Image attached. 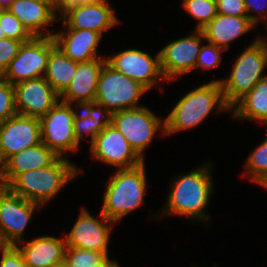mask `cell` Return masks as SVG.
<instances>
[{
  "label": "cell",
  "instance_id": "obj_20",
  "mask_svg": "<svg viewBox=\"0 0 267 267\" xmlns=\"http://www.w3.org/2000/svg\"><path fill=\"white\" fill-rule=\"evenodd\" d=\"M101 37L99 32L88 29H67L53 35L56 47L78 63L101 58L96 57Z\"/></svg>",
  "mask_w": 267,
  "mask_h": 267
},
{
  "label": "cell",
  "instance_id": "obj_12",
  "mask_svg": "<svg viewBox=\"0 0 267 267\" xmlns=\"http://www.w3.org/2000/svg\"><path fill=\"white\" fill-rule=\"evenodd\" d=\"M106 63L115 71L134 79L147 90L158 85V78L165 79L160 68V53L153 58L138 49H128L108 57Z\"/></svg>",
  "mask_w": 267,
  "mask_h": 267
},
{
  "label": "cell",
  "instance_id": "obj_9",
  "mask_svg": "<svg viewBox=\"0 0 267 267\" xmlns=\"http://www.w3.org/2000/svg\"><path fill=\"white\" fill-rule=\"evenodd\" d=\"M76 109L73 105L58 101L40 118L42 143L47 145L58 157L79 149L74 134Z\"/></svg>",
  "mask_w": 267,
  "mask_h": 267
},
{
  "label": "cell",
  "instance_id": "obj_32",
  "mask_svg": "<svg viewBox=\"0 0 267 267\" xmlns=\"http://www.w3.org/2000/svg\"><path fill=\"white\" fill-rule=\"evenodd\" d=\"M222 51L225 50L211 43L202 45L199 55L197 57L195 69L199 67L202 69H210L213 67H217L222 59Z\"/></svg>",
  "mask_w": 267,
  "mask_h": 267
},
{
  "label": "cell",
  "instance_id": "obj_7",
  "mask_svg": "<svg viewBox=\"0 0 267 267\" xmlns=\"http://www.w3.org/2000/svg\"><path fill=\"white\" fill-rule=\"evenodd\" d=\"M147 91L139 82L105 63L99 76L95 102L114 113L140 107L139 99Z\"/></svg>",
  "mask_w": 267,
  "mask_h": 267
},
{
  "label": "cell",
  "instance_id": "obj_15",
  "mask_svg": "<svg viewBox=\"0 0 267 267\" xmlns=\"http://www.w3.org/2000/svg\"><path fill=\"white\" fill-rule=\"evenodd\" d=\"M92 157L118 169H129L144 162L124 136L111 124L90 143Z\"/></svg>",
  "mask_w": 267,
  "mask_h": 267
},
{
  "label": "cell",
  "instance_id": "obj_37",
  "mask_svg": "<svg viewBox=\"0 0 267 267\" xmlns=\"http://www.w3.org/2000/svg\"><path fill=\"white\" fill-rule=\"evenodd\" d=\"M88 3V0H58L56 5V11L59 15H63L68 9L80 6Z\"/></svg>",
  "mask_w": 267,
  "mask_h": 267
},
{
  "label": "cell",
  "instance_id": "obj_4",
  "mask_svg": "<svg viewBox=\"0 0 267 267\" xmlns=\"http://www.w3.org/2000/svg\"><path fill=\"white\" fill-rule=\"evenodd\" d=\"M145 163L118 169L106 186L101 213L118 223L125 215L143 204L147 186Z\"/></svg>",
  "mask_w": 267,
  "mask_h": 267
},
{
  "label": "cell",
  "instance_id": "obj_18",
  "mask_svg": "<svg viewBox=\"0 0 267 267\" xmlns=\"http://www.w3.org/2000/svg\"><path fill=\"white\" fill-rule=\"evenodd\" d=\"M106 57L95 60L77 62V71L67 88L59 95V100L74 104L79 107L84 103L95 102L97 95V84Z\"/></svg>",
  "mask_w": 267,
  "mask_h": 267
},
{
  "label": "cell",
  "instance_id": "obj_36",
  "mask_svg": "<svg viewBox=\"0 0 267 267\" xmlns=\"http://www.w3.org/2000/svg\"><path fill=\"white\" fill-rule=\"evenodd\" d=\"M244 0L245 2V6H246V10H247V14H248V18L250 19V21L256 26L258 21L260 20H264L267 22V0ZM264 5V6H263ZM256 11L259 13V15H253L250 14L251 11ZM266 14L264 15L263 13Z\"/></svg>",
  "mask_w": 267,
  "mask_h": 267
},
{
  "label": "cell",
  "instance_id": "obj_16",
  "mask_svg": "<svg viewBox=\"0 0 267 267\" xmlns=\"http://www.w3.org/2000/svg\"><path fill=\"white\" fill-rule=\"evenodd\" d=\"M13 86L17 114L40 119L59 101V94L44 77L24 80Z\"/></svg>",
  "mask_w": 267,
  "mask_h": 267
},
{
  "label": "cell",
  "instance_id": "obj_22",
  "mask_svg": "<svg viewBox=\"0 0 267 267\" xmlns=\"http://www.w3.org/2000/svg\"><path fill=\"white\" fill-rule=\"evenodd\" d=\"M58 156L44 143L26 148L5 160L0 178L8 186L19 174L51 165Z\"/></svg>",
  "mask_w": 267,
  "mask_h": 267
},
{
  "label": "cell",
  "instance_id": "obj_42",
  "mask_svg": "<svg viewBox=\"0 0 267 267\" xmlns=\"http://www.w3.org/2000/svg\"><path fill=\"white\" fill-rule=\"evenodd\" d=\"M88 3H109L107 0H88Z\"/></svg>",
  "mask_w": 267,
  "mask_h": 267
},
{
  "label": "cell",
  "instance_id": "obj_38",
  "mask_svg": "<svg viewBox=\"0 0 267 267\" xmlns=\"http://www.w3.org/2000/svg\"><path fill=\"white\" fill-rule=\"evenodd\" d=\"M15 0H0V10H8Z\"/></svg>",
  "mask_w": 267,
  "mask_h": 267
},
{
  "label": "cell",
  "instance_id": "obj_40",
  "mask_svg": "<svg viewBox=\"0 0 267 267\" xmlns=\"http://www.w3.org/2000/svg\"><path fill=\"white\" fill-rule=\"evenodd\" d=\"M4 164H5V161L3 159V156H2V153H1V150H0V173L4 167Z\"/></svg>",
  "mask_w": 267,
  "mask_h": 267
},
{
  "label": "cell",
  "instance_id": "obj_41",
  "mask_svg": "<svg viewBox=\"0 0 267 267\" xmlns=\"http://www.w3.org/2000/svg\"><path fill=\"white\" fill-rule=\"evenodd\" d=\"M7 187L4 181L0 178V194Z\"/></svg>",
  "mask_w": 267,
  "mask_h": 267
},
{
  "label": "cell",
  "instance_id": "obj_47",
  "mask_svg": "<svg viewBox=\"0 0 267 267\" xmlns=\"http://www.w3.org/2000/svg\"><path fill=\"white\" fill-rule=\"evenodd\" d=\"M112 267H119V265H118V263H116L114 266H112Z\"/></svg>",
  "mask_w": 267,
  "mask_h": 267
},
{
  "label": "cell",
  "instance_id": "obj_10",
  "mask_svg": "<svg viewBox=\"0 0 267 267\" xmlns=\"http://www.w3.org/2000/svg\"><path fill=\"white\" fill-rule=\"evenodd\" d=\"M41 205L26 200L6 187L0 194V242L16 245L22 239L34 211Z\"/></svg>",
  "mask_w": 267,
  "mask_h": 267
},
{
  "label": "cell",
  "instance_id": "obj_30",
  "mask_svg": "<svg viewBox=\"0 0 267 267\" xmlns=\"http://www.w3.org/2000/svg\"><path fill=\"white\" fill-rule=\"evenodd\" d=\"M0 25L6 38L25 43L33 37L9 10H0Z\"/></svg>",
  "mask_w": 267,
  "mask_h": 267
},
{
  "label": "cell",
  "instance_id": "obj_11",
  "mask_svg": "<svg viewBox=\"0 0 267 267\" xmlns=\"http://www.w3.org/2000/svg\"><path fill=\"white\" fill-rule=\"evenodd\" d=\"M193 34L179 38L164 46L160 51V68L165 80L195 69L201 42L205 40L202 30L194 29Z\"/></svg>",
  "mask_w": 267,
  "mask_h": 267
},
{
  "label": "cell",
  "instance_id": "obj_43",
  "mask_svg": "<svg viewBox=\"0 0 267 267\" xmlns=\"http://www.w3.org/2000/svg\"><path fill=\"white\" fill-rule=\"evenodd\" d=\"M4 38H5V34H4V32H3L2 28H1V25H0V40L4 39Z\"/></svg>",
  "mask_w": 267,
  "mask_h": 267
},
{
  "label": "cell",
  "instance_id": "obj_5",
  "mask_svg": "<svg viewBox=\"0 0 267 267\" xmlns=\"http://www.w3.org/2000/svg\"><path fill=\"white\" fill-rule=\"evenodd\" d=\"M265 68H267L265 40L259 37L243 53L241 52L234 62L229 77L219 80L224 100L230 108L265 76L262 74Z\"/></svg>",
  "mask_w": 267,
  "mask_h": 267
},
{
  "label": "cell",
  "instance_id": "obj_26",
  "mask_svg": "<svg viewBox=\"0 0 267 267\" xmlns=\"http://www.w3.org/2000/svg\"><path fill=\"white\" fill-rule=\"evenodd\" d=\"M76 71L77 62L55 47L50 52L44 78L60 95L71 83Z\"/></svg>",
  "mask_w": 267,
  "mask_h": 267
},
{
  "label": "cell",
  "instance_id": "obj_19",
  "mask_svg": "<svg viewBox=\"0 0 267 267\" xmlns=\"http://www.w3.org/2000/svg\"><path fill=\"white\" fill-rule=\"evenodd\" d=\"M15 246L30 267H56L64 263L65 237L41 236L27 242L22 240Z\"/></svg>",
  "mask_w": 267,
  "mask_h": 267
},
{
  "label": "cell",
  "instance_id": "obj_31",
  "mask_svg": "<svg viewBox=\"0 0 267 267\" xmlns=\"http://www.w3.org/2000/svg\"><path fill=\"white\" fill-rule=\"evenodd\" d=\"M15 114L14 86L0 77V124Z\"/></svg>",
  "mask_w": 267,
  "mask_h": 267
},
{
  "label": "cell",
  "instance_id": "obj_23",
  "mask_svg": "<svg viewBox=\"0 0 267 267\" xmlns=\"http://www.w3.org/2000/svg\"><path fill=\"white\" fill-rule=\"evenodd\" d=\"M255 25L250 21L248 16H228L217 14L201 30L205 40L225 51L229 49V43L245 35Z\"/></svg>",
  "mask_w": 267,
  "mask_h": 267
},
{
  "label": "cell",
  "instance_id": "obj_21",
  "mask_svg": "<svg viewBox=\"0 0 267 267\" xmlns=\"http://www.w3.org/2000/svg\"><path fill=\"white\" fill-rule=\"evenodd\" d=\"M8 10L21 21L32 36L54 35L46 26L54 24L59 18L57 11L49 3L38 0H15Z\"/></svg>",
  "mask_w": 267,
  "mask_h": 267
},
{
  "label": "cell",
  "instance_id": "obj_17",
  "mask_svg": "<svg viewBox=\"0 0 267 267\" xmlns=\"http://www.w3.org/2000/svg\"><path fill=\"white\" fill-rule=\"evenodd\" d=\"M114 12L109 3H85L58 18L67 29H88L103 36V32L119 23Z\"/></svg>",
  "mask_w": 267,
  "mask_h": 267
},
{
  "label": "cell",
  "instance_id": "obj_44",
  "mask_svg": "<svg viewBox=\"0 0 267 267\" xmlns=\"http://www.w3.org/2000/svg\"><path fill=\"white\" fill-rule=\"evenodd\" d=\"M7 245H5V244H2L1 242H0V248H5Z\"/></svg>",
  "mask_w": 267,
  "mask_h": 267
},
{
  "label": "cell",
  "instance_id": "obj_1",
  "mask_svg": "<svg viewBox=\"0 0 267 267\" xmlns=\"http://www.w3.org/2000/svg\"><path fill=\"white\" fill-rule=\"evenodd\" d=\"M210 165L205 163V166L182 174L171 183L162 214H175L188 219L198 218L207 222L210 217L206 215L205 208L214 187Z\"/></svg>",
  "mask_w": 267,
  "mask_h": 267
},
{
  "label": "cell",
  "instance_id": "obj_39",
  "mask_svg": "<svg viewBox=\"0 0 267 267\" xmlns=\"http://www.w3.org/2000/svg\"><path fill=\"white\" fill-rule=\"evenodd\" d=\"M38 1L49 3L56 10V5L58 0H38Z\"/></svg>",
  "mask_w": 267,
  "mask_h": 267
},
{
  "label": "cell",
  "instance_id": "obj_27",
  "mask_svg": "<svg viewBox=\"0 0 267 267\" xmlns=\"http://www.w3.org/2000/svg\"><path fill=\"white\" fill-rule=\"evenodd\" d=\"M117 263L103 252L66 247L64 264L67 267H112Z\"/></svg>",
  "mask_w": 267,
  "mask_h": 267
},
{
  "label": "cell",
  "instance_id": "obj_14",
  "mask_svg": "<svg viewBox=\"0 0 267 267\" xmlns=\"http://www.w3.org/2000/svg\"><path fill=\"white\" fill-rule=\"evenodd\" d=\"M40 143L42 133L39 118L15 114L0 124V150L4 161Z\"/></svg>",
  "mask_w": 267,
  "mask_h": 267
},
{
  "label": "cell",
  "instance_id": "obj_3",
  "mask_svg": "<svg viewBox=\"0 0 267 267\" xmlns=\"http://www.w3.org/2000/svg\"><path fill=\"white\" fill-rule=\"evenodd\" d=\"M80 170L66 157L51 165L19 174L7 187L22 198L41 206L53 199Z\"/></svg>",
  "mask_w": 267,
  "mask_h": 267
},
{
  "label": "cell",
  "instance_id": "obj_8",
  "mask_svg": "<svg viewBox=\"0 0 267 267\" xmlns=\"http://www.w3.org/2000/svg\"><path fill=\"white\" fill-rule=\"evenodd\" d=\"M55 47L53 36H33L21 44L17 56L0 77L12 85L44 77L50 52Z\"/></svg>",
  "mask_w": 267,
  "mask_h": 267
},
{
  "label": "cell",
  "instance_id": "obj_2",
  "mask_svg": "<svg viewBox=\"0 0 267 267\" xmlns=\"http://www.w3.org/2000/svg\"><path fill=\"white\" fill-rule=\"evenodd\" d=\"M214 108L220 112L231 111L224 100L219 80L203 84L178 100L172 111L164 119L165 136L180 132V130L197 127Z\"/></svg>",
  "mask_w": 267,
  "mask_h": 267
},
{
  "label": "cell",
  "instance_id": "obj_33",
  "mask_svg": "<svg viewBox=\"0 0 267 267\" xmlns=\"http://www.w3.org/2000/svg\"><path fill=\"white\" fill-rule=\"evenodd\" d=\"M21 42L4 38L0 40V76L9 66L10 62L17 56Z\"/></svg>",
  "mask_w": 267,
  "mask_h": 267
},
{
  "label": "cell",
  "instance_id": "obj_45",
  "mask_svg": "<svg viewBox=\"0 0 267 267\" xmlns=\"http://www.w3.org/2000/svg\"><path fill=\"white\" fill-rule=\"evenodd\" d=\"M265 51H266V55H267V41L265 40Z\"/></svg>",
  "mask_w": 267,
  "mask_h": 267
},
{
  "label": "cell",
  "instance_id": "obj_28",
  "mask_svg": "<svg viewBox=\"0 0 267 267\" xmlns=\"http://www.w3.org/2000/svg\"><path fill=\"white\" fill-rule=\"evenodd\" d=\"M244 176L264 186L267 183V138L258 145L245 161Z\"/></svg>",
  "mask_w": 267,
  "mask_h": 267
},
{
  "label": "cell",
  "instance_id": "obj_13",
  "mask_svg": "<svg viewBox=\"0 0 267 267\" xmlns=\"http://www.w3.org/2000/svg\"><path fill=\"white\" fill-rule=\"evenodd\" d=\"M100 216L101 218L98 220L87 209L82 208L69 235L68 233L65 235L66 247L103 252L108 256L111 223L115 224L116 222L108 219L102 213Z\"/></svg>",
  "mask_w": 267,
  "mask_h": 267
},
{
  "label": "cell",
  "instance_id": "obj_24",
  "mask_svg": "<svg viewBox=\"0 0 267 267\" xmlns=\"http://www.w3.org/2000/svg\"><path fill=\"white\" fill-rule=\"evenodd\" d=\"M79 108L82 112L80 115L76 113L73 124L76 141L80 143L83 136L87 134L92 143L106 126L111 125L112 113L96 102L81 104Z\"/></svg>",
  "mask_w": 267,
  "mask_h": 267
},
{
  "label": "cell",
  "instance_id": "obj_46",
  "mask_svg": "<svg viewBox=\"0 0 267 267\" xmlns=\"http://www.w3.org/2000/svg\"><path fill=\"white\" fill-rule=\"evenodd\" d=\"M56 267H67V266L63 263V264H60V265H58Z\"/></svg>",
  "mask_w": 267,
  "mask_h": 267
},
{
  "label": "cell",
  "instance_id": "obj_35",
  "mask_svg": "<svg viewBox=\"0 0 267 267\" xmlns=\"http://www.w3.org/2000/svg\"><path fill=\"white\" fill-rule=\"evenodd\" d=\"M1 252L0 267H30L16 246L7 245Z\"/></svg>",
  "mask_w": 267,
  "mask_h": 267
},
{
  "label": "cell",
  "instance_id": "obj_34",
  "mask_svg": "<svg viewBox=\"0 0 267 267\" xmlns=\"http://www.w3.org/2000/svg\"><path fill=\"white\" fill-rule=\"evenodd\" d=\"M217 13L228 16H248L244 0H216Z\"/></svg>",
  "mask_w": 267,
  "mask_h": 267
},
{
  "label": "cell",
  "instance_id": "obj_29",
  "mask_svg": "<svg viewBox=\"0 0 267 267\" xmlns=\"http://www.w3.org/2000/svg\"><path fill=\"white\" fill-rule=\"evenodd\" d=\"M182 6L198 21L195 28L198 30L205 27L218 14L216 0H183Z\"/></svg>",
  "mask_w": 267,
  "mask_h": 267
},
{
  "label": "cell",
  "instance_id": "obj_6",
  "mask_svg": "<svg viewBox=\"0 0 267 267\" xmlns=\"http://www.w3.org/2000/svg\"><path fill=\"white\" fill-rule=\"evenodd\" d=\"M111 124L124 136L136 154L144 160L143 151L158 129L165 135V122L147 107L124 109L112 113Z\"/></svg>",
  "mask_w": 267,
  "mask_h": 267
},
{
  "label": "cell",
  "instance_id": "obj_25",
  "mask_svg": "<svg viewBox=\"0 0 267 267\" xmlns=\"http://www.w3.org/2000/svg\"><path fill=\"white\" fill-rule=\"evenodd\" d=\"M235 119L257 120L267 124V75L231 108Z\"/></svg>",
  "mask_w": 267,
  "mask_h": 267
}]
</instances>
